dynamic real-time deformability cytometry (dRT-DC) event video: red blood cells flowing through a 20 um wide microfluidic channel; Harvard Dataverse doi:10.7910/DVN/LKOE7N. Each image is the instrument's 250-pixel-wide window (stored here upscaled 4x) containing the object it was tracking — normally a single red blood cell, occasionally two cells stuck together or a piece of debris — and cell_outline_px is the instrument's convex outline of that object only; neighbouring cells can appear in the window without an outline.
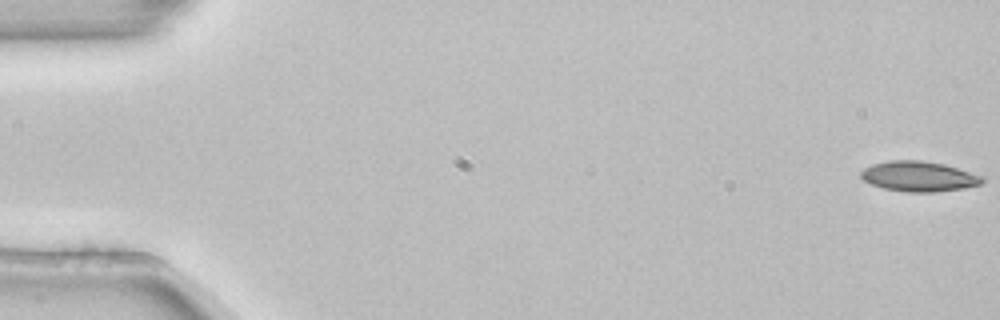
{"species": "common noctule bat (a hibernating species)", "species_latin": "Nyctalus noctula", "temperature_condition": "room temperature", "stored_images_in_passage": 5, "camera_frame_rate_fps": 3000, "um_per_image_px": 0.085, "animal": {"sex": "female", "body_mass_g": 22.7, "forearm_length_mm": 54.2}, "frame": {"image": 1, "passage_image": 1, "time_ms": 0.0, "image_size_px": [1000, 320], "cell_outline_px": [[984, 180], [980, 184], [964, 188], [932, 192], [908, 192], [884, 188], [872, 184], [864, 180], [860, 176], [860, 172], [864, 168], [872, 164], [888, 160], [920, 160], [944, 164], [980, 176]], "centroid_in_image_um": [78.04, 14.98], "position_along_channel_um": 7.0, "area_um2": 21.04}}
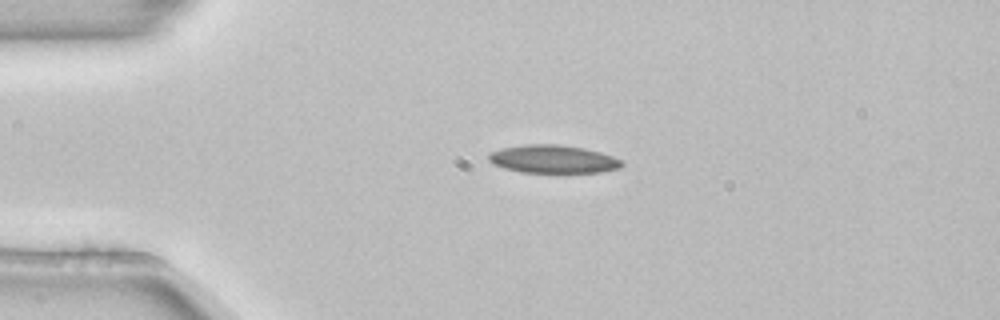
{"frame": {"image": 2, "passage_image": 4, "time_ms": 1.0, "image_size_px": [1000, 320], "cell_outline_px": [[624, 164], [620, 168], [600, 172], [520, 172], [504, 168], [492, 164], [488, 160], [488, 152], [500, 148], [524, 144], [556, 144], [584, 148], [600, 152], [612, 156], [620, 160]], "centroid_in_image_um": [46.96, 13.52], "position_along_channel_um": 38.0, "area_um2": 21.85}}